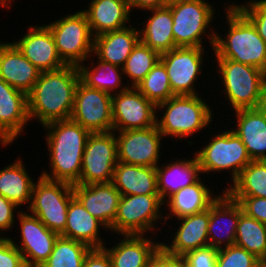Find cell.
<instances>
[{
	"instance_id": "obj_1",
	"label": "cell",
	"mask_w": 266,
	"mask_h": 267,
	"mask_svg": "<svg viewBox=\"0 0 266 267\" xmlns=\"http://www.w3.org/2000/svg\"><path fill=\"white\" fill-rule=\"evenodd\" d=\"M79 81L78 66L66 65L41 72L28 94L30 121L38 119L43 127L53 121L70 119Z\"/></svg>"
},
{
	"instance_id": "obj_2",
	"label": "cell",
	"mask_w": 266,
	"mask_h": 267,
	"mask_svg": "<svg viewBox=\"0 0 266 267\" xmlns=\"http://www.w3.org/2000/svg\"><path fill=\"white\" fill-rule=\"evenodd\" d=\"M50 159V171H42L41 177L75 185L82 170V157L89 135L88 130L71 118L53 121L43 126Z\"/></svg>"
},
{
	"instance_id": "obj_3",
	"label": "cell",
	"mask_w": 266,
	"mask_h": 267,
	"mask_svg": "<svg viewBox=\"0 0 266 267\" xmlns=\"http://www.w3.org/2000/svg\"><path fill=\"white\" fill-rule=\"evenodd\" d=\"M226 8V9H225ZM226 11L228 25L225 38L216 32L213 53L215 59H230L266 71V43L252 22L234 5Z\"/></svg>"
},
{
	"instance_id": "obj_4",
	"label": "cell",
	"mask_w": 266,
	"mask_h": 267,
	"mask_svg": "<svg viewBox=\"0 0 266 267\" xmlns=\"http://www.w3.org/2000/svg\"><path fill=\"white\" fill-rule=\"evenodd\" d=\"M199 95H175L157 105L156 125L163 137L182 139L206 130L213 121V110ZM159 111V112H158ZM160 118V119H159ZM210 123V124H209Z\"/></svg>"
},
{
	"instance_id": "obj_5",
	"label": "cell",
	"mask_w": 266,
	"mask_h": 267,
	"mask_svg": "<svg viewBox=\"0 0 266 267\" xmlns=\"http://www.w3.org/2000/svg\"><path fill=\"white\" fill-rule=\"evenodd\" d=\"M223 89L234 111L262 107L265 72L248 64L230 59H216ZM221 77V78H220Z\"/></svg>"
},
{
	"instance_id": "obj_6",
	"label": "cell",
	"mask_w": 266,
	"mask_h": 267,
	"mask_svg": "<svg viewBox=\"0 0 266 267\" xmlns=\"http://www.w3.org/2000/svg\"><path fill=\"white\" fill-rule=\"evenodd\" d=\"M214 5L206 0H186L169 6L173 17V36L177 47L204 48L203 37L214 47L216 30L210 25L215 18ZM212 28L211 34L208 28ZM208 33H207V32Z\"/></svg>"
},
{
	"instance_id": "obj_7",
	"label": "cell",
	"mask_w": 266,
	"mask_h": 267,
	"mask_svg": "<svg viewBox=\"0 0 266 267\" xmlns=\"http://www.w3.org/2000/svg\"><path fill=\"white\" fill-rule=\"evenodd\" d=\"M211 141L195 151L202 175L215 172H231L234 182L240 172L252 161L245 145L231 129L213 134Z\"/></svg>"
},
{
	"instance_id": "obj_8",
	"label": "cell",
	"mask_w": 266,
	"mask_h": 267,
	"mask_svg": "<svg viewBox=\"0 0 266 267\" xmlns=\"http://www.w3.org/2000/svg\"><path fill=\"white\" fill-rule=\"evenodd\" d=\"M46 25L66 65L79 66L93 55L94 36L82 9Z\"/></svg>"
},
{
	"instance_id": "obj_9",
	"label": "cell",
	"mask_w": 266,
	"mask_h": 267,
	"mask_svg": "<svg viewBox=\"0 0 266 267\" xmlns=\"http://www.w3.org/2000/svg\"><path fill=\"white\" fill-rule=\"evenodd\" d=\"M37 178L32 188L30 205L26 208L49 230L60 235L65 230L68 206L74 198L73 185L41 176Z\"/></svg>"
},
{
	"instance_id": "obj_10",
	"label": "cell",
	"mask_w": 266,
	"mask_h": 267,
	"mask_svg": "<svg viewBox=\"0 0 266 267\" xmlns=\"http://www.w3.org/2000/svg\"><path fill=\"white\" fill-rule=\"evenodd\" d=\"M164 202L159 194L121 195L117 213L110 228L120 234L145 235L157 228L155 224L164 220L162 210ZM163 216V217H162ZM159 220V221H157Z\"/></svg>"
},
{
	"instance_id": "obj_11",
	"label": "cell",
	"mask_w": 266,
	"mask_h": 267,
	"mask_svg": "<svg viewBox=\"0 0 266 267\" xmlns=\"http://www.w3.org/2000/svg\"><path fill=\"white\" fill-rule=\"evenodd\" d=\"M118 163L115 131L91 133L82 157V170L77 184L110 183Z\"/></svg>"
},
{
	"instance_id": "obj_12",
	"label": "cell",
	"mask_w": 266,
	"mask_h": 267,
	"mask_svg": "<svg viewBox=\"0 0 266 267\" xmlns=\"http://www.w3.org/2000/svg\"><path fill=\"white\" fill-rule=\"evenodd\" d=\"M70 118L90 133L113 131L112 95L79 81Z\"/></svg>"
},
{
	"instance_id": "obj_13",
	"label": "cell",
	"mask_w": 266,
	"mask_h": 267,
	"mask_svg": "<svg viewBox=\"0 0 266 267\" xmlns=\"http://www.w3.org/2000/svg\"><path fill=\"white\" fill-rule=\"evenodd\" d=\"M205 48L176 47L160 54V61L166 67L174 95H198L195 83L203 71L201 68ZM198 76V77H197Z\"/></svg>"
},
{
	"instance_id": "obj_14",
	"label": "cell",
	"mask_w": 266,
	"mask_h": 267,
	"mask_svg": "<svg viewBox=\"0 0 266 267\" xmlns=\"http://www.w3.org/2000/svg\"><path fill=\"white\" fill-rule=\"evenodd\" d=\"M157 106L136 87L112 95L113 131L145 129L156 125Z\"/></svg>"
},
{
	"instance_id": "obj_15",
	"label": "cell",
	"mask_w": 266,
	"mask_h": 267,
	"mask_svg": "<svg viewBox=\"0 0 266 267\" xmlns=\"http://www.w3.org/2000/svg\"><path fill=\"white\" fill-rule=\"evenodd\" d=\"M115 135L119 162L155 168L162 162L159 160L164 137L157 125L145 129L117 131Z\"/></svg>"
},
{
	"instance_id": "obj_16",
	"label": "cell",
	"mask_w": 266,
	"mask_h": 267,
	"mask_svg": "<svg viewBox=\"0 0 266 267\" xmlns=\"http://www.w3.org/2000/svg\"><path fill=\"white\" fill-rule=\"evenodd\" d=\"M28 212L17 213L20 244L11 237L12 243L22 253L27 267H40L51 255L59 234L49 230L36 216Z\"/></svg>"
},
{
	"instance_id": "obj_17",
	"label": "cell",
	"mask_w": 266,
	"mask_h": 267,
	"mask_svg": "<svg viewBox=\"0 0 266 267\" xmlns=\"http://www.w3.org/2000/svg\"><path fill=\"white\" fill-rule=\"evenodd\" d=\"M28 95L0 78V144L9 146L28 125Z\"/></svg>"
},
{
	"instance_id": "obj_18",
	"label": "cell",
	"mask_w": 266,
	"mask_h": 267,
	"mask_svg": "<svg viewBox=\"0 0 266 267\" xmlns=\"http://www.w3.org/2000/svg\"><path fill=\"white\" fill-rule=\"evenodd\" d=\"M27 31L12 43L40 72L55 71L66 66L46 24L29 26Z\"/></svg>"
},
{
	"instance_id": "obj_19",
	"label": "cell",
	"mask_w": 266,
	"mask_h": 267,
	"mask_svg": "<svg viewBox=\"0 0 266 267\" xmlns=\"http://www.w3.org/2000/svg\"><path fill=\"white\" fill-rule=\"evenodd\" d=\"M73 194L82 206L110 231L121 198V193L114 184H75Z\"/></svg>"
},
{
	"instance_id": "obj_20",
	"label": "cell",
	"mask_w": 266,
	"mask_h": 267,
	"mask_svg": "<svg viewBox=\"0 0 266 267\" xmlns=\"http://www.w3.org/2000/svg\"><path fill=\"white\" fill-rule=\"evenodd\" d=\"M239 217L240 204L223 191L209 206V246L220 249L234 245Z\"/></svg>"
},
{
	"instance_id": "obj_21",
	"label": "cell",
	"mask_w": 266,
	"mask_h": 267,
	"mask_svg": "<svg viewBox=\"0 0 266 267\" xmlns=\"http://www.w3.org/2000/svg\"><path fill=\"white\" fill-rule=\"evenodd\" d=\"M40 73L12 42L0 41L1 79L28 95Z\"/></svg>"
},
{
	"instance_id": "obj_22",
	"label": "cell",
	"mask_w": 266,
	"mask_h": 267,
	"mask_svg": "<svg viewBox=\"0 0 266 267\" xmlns=\"http://www.w3.org/2000/svg\"><path fill=\"white\" fill-rule=\"evenodd\" d=\"M121 236L123 239L116 245L102 247L110 257L111 267H149L153 255L161 247V242H154L153 238L144 235Z\"/></svg>"
},
{
	"instance_id": "obj_23",
	"label": "cell",
	"mask_w": 266,
	"mask_h": 267,
	"mask_svg": "<svg viewBox=\"0 0 266 267\" xmlns=\"http://www.w3.org/2000/svg\"><path fill=\"white\" fill-rule=\"evenodd\" d=\"M181 224L173 234L170 244L161 242V247L171 255L184 256L187 252L209 246V208L203 212L177 219Z\"/></svg>"
},
{
	"instance_id": "obj_24",
	"label": "cell",
	"mask_w": 266,
	"mask_h": 267,
	"mask_svg": "<svg viewBox=\"0 0 266 267\" xmlns=\"http://www.w3.org/2000/svg\"><path fill=\"white\" fill-rule=\"evenodd\" d=\"M234 113L237 125L231 130L241 139L251 160H266V110L260 107Z\"/></svg>"
},
{
	"instance_id": "obj_25",
	"label": "cell",
	"mask_w": 266,
	"mask_h": 267,
	"mask_svg": "<svg viewBox=\"0 0 266 267\" xmlns=\"http://www.w3.org/2000/svg\"><path fill=\"white\" fill-rule=\"evenodd\" d=\"M140 41L138 28L132 25L105 32L94 37L93 54L97 59L123 67L128 56Z\"/></svg>"
},
{
	"instance_id": "obj_26",
	"label": "cell",
	"mask_w": 266,
	"mask_h": 267,
	"mask_svg": "<svg viewBox=\"0 0 266 267\" xmlns=\"http://www.w3.org/2000/svg\"><path fill=\"white\" fill-rule=\"evenodd\" d=\"M83 9L93 36L127 27L131 9L127 0H91Z\"/></svg>"
},
{
	"instance_id": "obj_27",
	"label": "cell",
	"mask_w": 266,
	"mask_h": 267,
	"mask_svg": "<svg viewBox=\"0 0 266 267\" xmlns=\"http://www.w3.org/2000/svg\"><path fill=\"white\" fill-rule=\"evenodd\" d=\"M190 159H176L171 163L156 167L157 189L162 201L165 202L171 195L180 189L193 185L200 180L201 168L196 155Z\"/></svg>"
},
{
	"instance_id": "obj_28",
	"label": "cell",
	"mask_w": 266,
	"mask_h": 267,
	"mask_svg": "<svg viewBox=\"0 0 266 267\" xmlns=\"http://www.w3.org/2000/svg\"><path fill=\"white\" fill-rule=\"evenodd\" d=\"M105 226L94 216H92L82 204L74 197L68 206L66 227L60 234L63 237L70 238L87 244L91 248H102L104 241L100 236L102 228Z\"/></svg>"
},
{
	"instance_id": "obj_29",
	"label": "cell",
	"mask_w": 266,
	"mask_h": 267,
	"mask_svg": "<svg viewBox=\"0 0 266 267\" xmlns=\"http://www.w3.org/2000/svg\"><path fill=\"white\" fill-rule=\"evenodd\" d=\"M207 184L201 179L193 184L180 189L178 192L171 195L165 202L169 210V215H164L165 223L170 217L179 219L188 215L203 212L220 196L212 194Z\"/></svg>"
},
{
	"instance_id": "obj_30",
	"label": "cell",
	"mask_w": 266,
	"mask_h": 267,
	"mask_svg": "<svg viewBox=\"0 0 266 267\" xmlns=\"http://www.w3.org/2000/svg\"><path fill=\"white\" fill-rule=\"evenodd\" d=\"M112 183L121 195L159 194L155 167L117 163Z\"/></svg>"
},
{
	"instance_id": "obj_31",
	"label": "cell",
	"mask_w": 266,
	"mask_h": 267,
	"mask_svg": "<svg viewBox=\"0 0 266 267\" xmlns=\"http://www.w3.org/2000/svg\"><path fill=\"white\" fill-rule=\"evenodd\" d=\"M152 15L143 22L139 30L140 41L159 54L176 48L172 31L173 17L171 8L164 6L148 10Z\"/></svg>"
},
{
	"instance_id": "obj_32",
	"label": "cell",
	"mask_w": 266,
	"mask_h": 267,
	"mask_svg": "<svg viewBox=\"0 0 266 267\" xmlns=\"http://www.w3.org/2000/svg\"><path fill=\"white\" fill-rule=\"evenodd\" d=\"M21 158L0 170V195L18 207L31 202L34 179ZM33 180V181H32Z\"/></svg>"
},
{
	"instance_id": "obj_33",
	"label": "cell",
	"mask_w": 266,
	"mask_h": 267,
	"mask_svg": "<svg viewBox=\"0 0 266 267\" xmlns=\"http://www.w3.org/2000/svg\"><path fill=\"white\" fill-rule=\"evenodd\" d=\"M96 62H98L97 65L93 64L94 61L89 62L91 68L84 63L78 66L80 81L83 84L111 95L120 93L129 87L126 84L122 85L124 73L121 67L99 59Z\"/></svg>"
},
{
	"instance_id": "obj_34",
	"label": "cell",
	"mask_w": 266,
	"mask_h": 267,
	"mask_svg": "<svg viewBox=\"0 0 266 267\" xmlns=\"http://www.w3.org/2000/svg\"><path fill=\"white\" fill-rule=\"evenodd\" d=\"M223 191L229 196L266 198V160L251 161Z\"/></svg>"
},
{
	"instance_id": "obj_35",
	"label": "cell",
	"mask_w": 266,
	"mask_h": 267,
	"mask_svg": "<svg viewBox=\"0 0 266 267\" xmlns=\"http://www.w3.org/2000/svg\"><path fill=\"white\" fill-rule=\"evenodd\" d=\"M235 245L254 254L266 265V225L247 216L241 206Z\"/></svg>"
},
{
	"instance_id": "obj_36",
	"label": "cell",
	"mask_w": 266,
	"mask_h": 267,
	"mask_svg": "<svg viewBox=\"0 0 266 267\" xmlns=\"http://www.w3.org/2000/svg\"><path fill=\"white\" fill-rule=\"evenodd\" d=\"M91 249L83 242L59 235L51 255L40 267H82Z\"/></svg>"
},
{
	"instance_id": "obj_37",
	"label": "cell",
	"mask_w": 266,
	"mask_h": 267,
	"mask_svg": "<svg viewBox=\"0 0 266 267\" xmlns=\"http://www.w3.org/2000/svg\"><path fill=\"white\" fill-rule=\"evenodd\" d=\"M160 60V54L139 41L122 67L129 87H136Z\"/></svg>"
},
{
	"instance_id": "obj_38",
	"label": "cell",
	"mask_w": 266,
	"mask_h": 267,
	"mask_svg": "<svg viewBox=\"0 0 266 267\" xmlns=\"http://www.w3.org/2000/svg\"><path fill=\"white\" fill-rule=\"evenodd\" d=\"M136 88L156 106L175 96L170 86L166 67L160 60Z\"/></svg>"
},
{
	"instance_id": "obj_39",
	"label": "cell",
	"mask_w": 266,
	"mask_h": 267,
	"mask_svg": "<svg viewBox=\"0 0 266 267\" xmlns=\"http://www.w3.org/2000/svg\"><path fill=\"white\" fill-rule=\"evenodd\" d=\"M265 264L254 254L237 245L220 248L216 267H263Z\"/></svg>"
},
{
	"instance_id": "obj_40",
	"label": "cell",
	"mask_w": 266,
	"mask_h": 267,
	"mask_svg": "<svg viewBox=\"0 0 266 267\" xmlns=\"http://www.w3.org/2000/svg\"><path fill=\"white\" fill-rule=\"evenodd\" d=\"M236 4L234 5L252 22L266 43V0H249L247 4Z\"/></svg>"
},
{
	"instance_id": "obj_41",
	"label": "cell",
	"mask_w": 266,
	"mask_h": 267,
	"mask_svg": "<svg viewBox=\"0 0 266 267\" xmlns=\"http://www.w3.org/2000/svg\"><path fill=\"white\" fill-rule=\"evenodd\" d=\"M217 248L206 246L187 252L183 257L186 267H216Z\"/></svg>"
},
{
	"instance_id": "obj_42",
	"label": "cell",
	"mask_w": 266,
	"mask_h": 267,
	"mask_svg": "<svg viewBox=\"0 0 266 267\" xmlns=\"http://www.w3.org/2000/svg\"><path fill=\"white\" fill-rule=\"evenodd\" d=\"M237 201L249 217L266 225V198L252 196H230Z\"/></svg>"
},
{
	"instance_id": "obj_43",
	"label": "cell",
	"mask_w": 266,
	"mask_h": 267,
	"mask_svg": "<svg viewBox=\"0 0 266 267\" xmlns=\"http://www.w3.org/2000/svg\"><path fill=\"white\" fill-rule=\"evenodd\" d=\"M0 267H26L22 253L7 236L0 238Z\"/></svg>"
},
{
	"instance_id": "obj_44",
	"label": "cell",
	"mask_w": 266,
	"mask_h": 267,
	"mask_svg": "<svg viewBox=\"0 0 266 267\" xmlns=\"http://www.w3.org/2000/svg\"><path fill=\"white\" fill-rule=\"evenodd\" d=\"M16 211L19 213L21 210H19V207L15 203L0 195V237H2L3 234L1 233L3 231L8 232L14 227L13 224L16 221V215L14 213Z\"/></svg>"
},
{
	"instance_id": "obj_45",
	"label": "cell",
	"mask_w": 266,
	"mask_h": 267,
	"mask_svg": "<svg viewBox=\"0 0 266 267\" xmlns=\"http://www.w3.org/2000/svg\"><path fill=\"white\" fill-rule=\"evenodd\" d=\"M149 267H186L183 257L168 254L162 247L153 255Z\"/></svg>"
},
{
	"instance_id": "obj_46",
	"label": "cell",
	"mask_w": 266,
	"mask_h": 267,
	"mask_svg": "<svg viewBox=\"0 0 266 267\" xmlns=\"http://www.w3.org/2000/svg\"><path fill=\"white\" fill-rule=\"evenodd\" d=\"M82 267H111V260L103 248H92L85 256Z\"/></svg>"
},
{
	"instance_id": "obj_47",
	"label": "cell",
	"mask_w": 266,
	"mask_h": 267,
	"mask_svg": "<svg viewBox=\"0 0 266 267\" xmlns=\"http://www.w3.org/2000/svg\"><path fill=\"white\" fill-rule=\"evenodd\" d=\"M130 6L131 11L140 9V10H150L155 8L164 7L162 5V0H127ZM133 8V9H132Z\"/></svg>"
},
{
	"instance_id": "obj_48",
	"label": "cell",
	"mask_w": 266,
	"mask_h": 267,
	"mask_svg": "<svg viewBox=\"0 0 266 267\" xmlns=\"http://www.w3.org/2000/svg\"><path fill=\"white\" fill-rule=\"evenodd\" d=\"M182 1H186V0H162V5L169 7L173 4H177V3H180Z\"/></svg>"
},
{
	"instance_id": "obj_49",
	"label": "cell",
	"mask_w": 266,
	"mask_h": 267,
	"mask_svg": "<svg viewBox=\"0 0 266 267\" xmlns=\"http://www.w3.org/2000/svg\"><path fill=\"white\" fill-rule=\"evenodd\" d=\"M14 0H0V5L5 8L7 6V8H10L12 2ZM9 2V3H8Z\"/></svg>"
},
{
	"instance_id": "obj_50",
	"label": "cell",
	"mask_w": 266,
	"mask_h": 267,
	"mask_svg": "<svg viewBox=\"0 0 266 267\" xmlns=\"http://www.w3.org/2000/svg\"><path fill=\"white\" fill-rule=\"evenodd\" d=\"M262 107L266 110V77L264 81V92H263V104Z\"/></svg>"
}]
</instances>
